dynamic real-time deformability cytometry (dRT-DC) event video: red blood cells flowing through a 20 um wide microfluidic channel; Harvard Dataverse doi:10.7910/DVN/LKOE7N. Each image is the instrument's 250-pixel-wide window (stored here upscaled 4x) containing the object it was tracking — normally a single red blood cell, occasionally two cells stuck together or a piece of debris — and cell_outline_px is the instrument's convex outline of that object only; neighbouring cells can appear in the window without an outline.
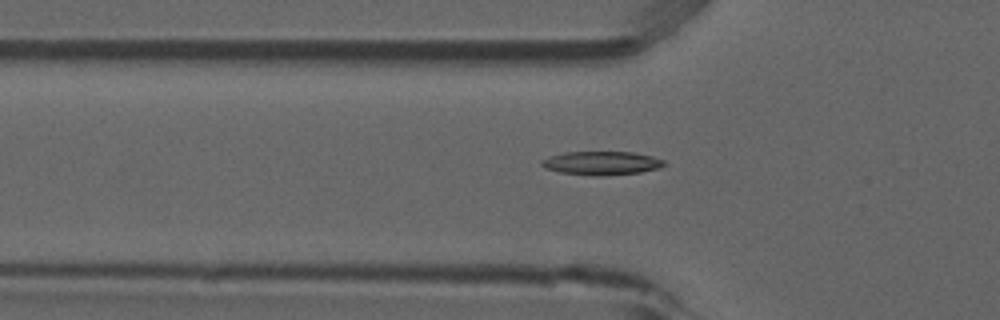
{"species": "common noctule bat (a hibernating species)", "species_latin": "Nyctalus noctula", "temperature_condition": "room temperature", "stored_images_in_passage": 37, "camera_frame_rate_fps": 3000, "um_per_image_px": 0.085, "animal": {"sex": "male", "forearm_length_mm": 52.5}, "frame": {"image": 1, "passage_image": 2, "time_ms": 0.333, "image_size_px": [1000, 320], "cell_outline_px": [[664, 164], [660, 168], [640, 172], [600, 176], [592, 176], [560, 172], [544, 168], [540, 164], [540, 160], [548, 156], [564, 152], [632, 152], [652, 156], [664, 160]], "centroid_in_image_um": [51.08, 13.86], "position_along_channel_um": 74.7, "area_um2": 16.94}}
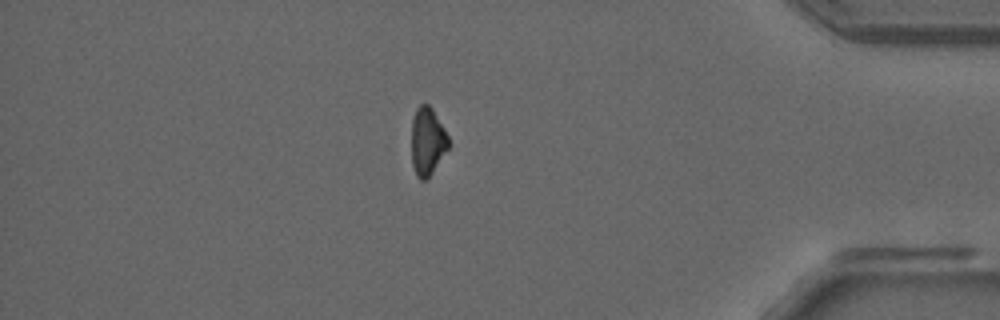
{"frame": {"image": 2, "passage_image": 30, "time_ms": 9.667, "image_size_px": [1000, 320], "cell_outline_px": [[448, 148], [432, 172], [424, 180], [420, 180], [416, 176], [412, 164], [412, 120], [416, 108], [420, 104], [428, 104], [432, 108], [444, 128], [448, 136]], "centroid_in_image_um": [36.31, 12.0], "position_along_channel_um": 398.9, "area_um2": 14.45}}
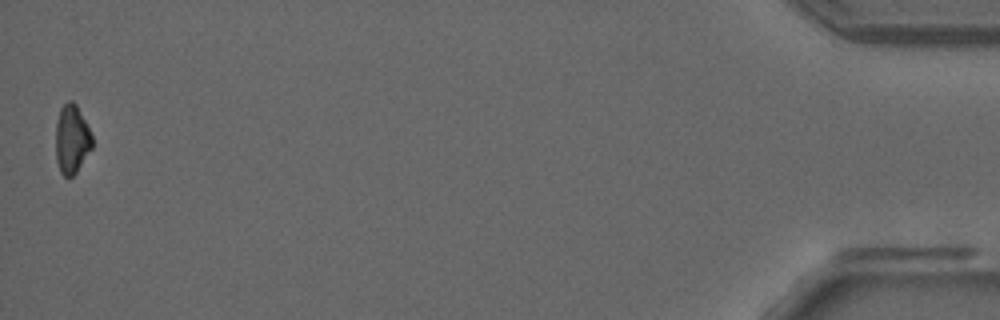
{"frame": {"image": 3, "passage_image": 37, "time_ms": 12.0, "image_size_px": [1000, 320], "cell_outline_px": [[92, 148], [76, 172], [72, 176], [64, 176], [60, 172], [56, 160], [56, 120], [60, 108], [68, 100], [72, 100], [76, 104], [92, 136]], "centroid_in_image_um": [6.08, 11.82], "position_along_channel_um": 429.1, "area_um2": 14.51}, "authors_computed_cell_mechanics": {"area_um2": 15.606, "velocity_mm_per_s": 3.8611, "shape_relaxation_time_tau1_ms": 5.381, "shape_relaxation_time_tau2_ms": null, "deformation_change_tau1": 0.1645, "deformation_change_tau2": null}}